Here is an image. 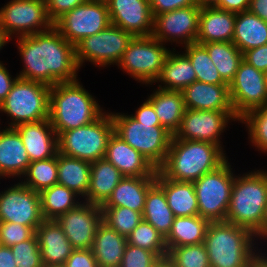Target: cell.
Masks as SVG:
<instances>
[{
    "mask_svg": "<svg viewBox=\"0 0 267 267\" xmlns=\"http://www.w3.org/2000/svg\"><path fill=\"white\" fill-rule=\"evenodd\" d=\"M147 100L152 104L160 125L174 135L186 110L182 92L157 88Z\"/></svg>",
    "mask_w": 267,
    "mask_h": 267,
    "instance_id": "obj_31",
    "label": "cell"
},
{
    "mask_svg": "<svg viewBox=\"0 0 267 267\" xmlns=\"http://www.w3.org/2000/svg\"><path fill=\"white\" fill-rule=\"evenodd\" d=\"M267 204V171L257 170L234 178L226 220L262 240V219Z\"/></svg>",
    "mask_w": 267,
    "mask_h": 267,
    "instance_id": "obj_4",
    "label": "cell"
},
{
    "mask_svg": "<svg viewBox=\"0 0 267 267\" xmlns=\"http://www.w3.org/2000/svg\"><path fill=\"white\" fill-rule=\"evenodd\" d=\"M266 238H267V204H266L263 219H262V239L264 240Z\"/></svg>",
    "mask_w": 267,
    "mask_h": 267,
    "instance_id": "obj_58",
    "label": "cell"
},
{
    "mask_svg": "<svg viewBox=\"0 0 267 267\" xmlns=\"http://www.w3.org/2000/svg\"><path fill=\"white\" fill-rule=\"evenodd\" d=\"M161 261L155 252L127 243L120 267H156Z\"/></svg>",
    "mask_w": 267,
    "mask_h": 267,
    "instance_id": "obj_45",
    "label": "cell"
},
{
    "mask_svg": "<svg viewBox=\"0 0 267 267\" xmlns=\"http://www.w3.org/2000/svg\"><path fill=\"white\" fill-rule=\"evenodd\" d=\"M210 221L199 215L175 217L171 230L165 237L167 250L204 243Z\"/></svg>",
    "mask_w": 267,
    "mask_h": 267,
    "instance_id": "obj_34",
    "label": "cell"
},
{
    "mask_svg": "<svg viewBox=\"0 0 267 267\" xmlns=\"http://www.w3.org/2000/svg\"><path fill=\"white\" fill-rule=\"evenodd\" d=\"M0 24L9 36H31L50 30L54 23L49 19L45 0H11L0 8Z\"/></svg>",
    "mask_w": 267,
    "mask_h": 267,
    "instance_id": "obj_13",
    "label": "cell"
},
{
    "mask_svg": "<svg viewBox=\"0 0 267 267\" xmlns=\"http://www.w3.org/2000/svg\"><path fill=\"white\" fill-rule=\"evenodd\" d=\"M11 248L0 245V267H17Z\"/></svg>",
    "mask_w": 267,
    "mask_h": 267,
    "instance_id": "obj_55",
    "label": "cell"
},
{
    "mask_svg": "<svg viewBox=\"0 0 267 267\" xmlns=\"http://www.w3.org/2000/svg\"><path fill=\"white\" fill-rule=\"evenodd\" d=\"M175 48L169 52L161 73L156 82H163L158 88L166 91H182L196 81V73L192 63L184 53H175Z\"/></svg>",
    "mask_w": 267,
    "mask_h": 267,
    "instance_id": "obj_30",
    "label": "cell"
},
{
    "mask_svg": "<svg viewBox=\"0 0 267 267\" xmlns=\"http://www.w3.org/2000/svg\"><path fill=\"white\" fill-rule=\"evenodd\" d=\"M97 100L78 79L50 88L49 121L58 136L61 132L89 125L103 114Z\"/></svg>",
    "mask_w": 267,
    "mask_h": 267,
    "instance_id": "obj_3",
    "label": "cell"
},
{
    "mask_svg": "<svg viewBox=\"0 0 267 267\" xmlns=\"http://www.w3.org/2000/svg\"><path fill=\"white\" fill-rule=\"evenodd\" d=\"M104 158L124 177L156 176L157 168L115 132L108 140Z\"/></svg>",
    "mask_w": 267,
    "mask_h": 267,
    "instance_id": "obj_21",
    "label": "cell"
},
{
    "mask_svg": "<svg viewBox=\"0 0 267 267\" xmlns=\"http://www.w3.org/2000/svg\"><path fill=\"white\" fill-rule=\"evenodd\" d=\"M153 18L164 12L197 5L196 0H149Z\"/></svg>",
    "mask_w": 267,
    "mask_h": 267,
    "instance_id": "obj_49",
    "label": "cell"
},
{
    "mask_svg": "<svg viewBox=\"0 0 267 267\" xmlns=\"http://www.w3.org/2000/svg\"><path fill=\"white\" fill-rule=\"evenodd\" d=\"M201 6L192 5L156 15L152 36L163 44L174 42L189 45L196 43Z\"/></svg>",
    "mask_w": 267,
    "mask_h": 267,
    "instance_id": "obj_16",
    "label": "cell"
},
{
    "mask_svg": "<svg viewBox=\"0 0 267 267\" xmlns=\"http://www.w3.org/2000/svg\"><path fill=\"white\" fill-rule=\"evenodd\" d=\"M232 42L242 53L267 44V22L249 11L236 13Z\"/></svg>",
    "mask_w": 267,
    "mask_h": 267,
    "instance_id": "obj_32",
    "label": "cell"
},
{
    "mask_svg": "<svg viewBox=\"0 0 267 267\" xmlns=\"http://www.w3.org/2000/svg\"><path fill=\"white\" fill-rule=\"evenodd\" d=\"M223 150L214 143L172 139L166 159L157 170L168 179L194 182L227 161Z\"/></svg>",
    "mask_w": 267,
    "mask_h": 267,
    "instance_id": "obj_2",
    "label": "cell"
},
{
    "mask_svg": "<svg viewBox=\"0 0 267 267\" xmlns=\"http://www.w3.org/2000/svg\"><path fill=\"white\" fill-rule=\"evenodd\" d=\"M50 88L40 82L18 78L0 105V112L12 119L8 127L49 119Z\"/></svg>",
    "mask_w": 267,
    "mask_h": 267,
    "instance_id": "obj_8",
    "label": "cell"
},
{
    "mask_svg": "<svg viewBox=\"0 0 267 267\" xmlns=\"http://www.w3.org/2000/svg\"><path fill=\"white\" fill-rule=\"evenodd\" d=\"M44 267L64 265L74 250L56 220H44L35 230Z\"/></svg>",
    "mask_w": 267,
    "mask_h": 267,
    "instance_id": "obj_23",
    "label": "cell"
},
{
    "mask_svg": "<svg viewBox=\"0 0 267 267\" xmlns=\"http://www.w3.org/2000/svg\"><path fill=\"white\" fill-rule=\"evenodd\" d=\"M112 25L133 37L152 36L154 18L149 0H105Z\"/></svg>",
    "mask_w": 267,
    "mask_h": 267,
    "instance_id": "obj_19",
    "label": "cell"
},
{
    "mask_svg": "<svg viewBox=\"0 0 267 267\" xmlns=\"http://www.w3.org/2000/svg\"><path fill=\"white\" fill-rule=\"evenodd\" d=\"M236 13L213 6H202L199 15L197 44L232 42Z\"/></svg>",
    "mask_w": 267,
    "mask_h": 267,
    "instance_id": "obj_24",
    "label": "cell"
},
{
    "mask_svg": "<svg viewBox=\"0 0 267 267\" xmlns=\"http://www.w3.org/2000/svg\"><path fill=\"white\" fill-rule=\"evenodd\" d=\"M133 36L122 28L110 24L101 32L83 38L75 45L77 64L86 61L99 67L117 65Z\"/></svg>",
    "mask_w": 267,
    "mask_h": 267,
    "instance_id": "obj_11",
    "label": "cell"
},
{
    "mask_svg": "<svg viewBox=\"0 0 267 267\" xmlns=\"http://www.w3.org/2000/svg\"><path fill=\"white\" fill-rule=\"evenodd\" d=\"M73 249H89L93 245L95 232L102 222L100 205L81 202L76 208L56 219Z\"/></svg>",
    "mask_w": 267,
    "mask_h": 267,
    "instance_id": "obj_18",
    "label": "cell"
},
{
    "mask_svg": "<svg viewBox=\"0 0 267 267\" xmlns=\"http://www.w3.org/2000/svg\"><path fill=\"white\" fill-rule=\"evenodd\" d=\"M156 267H172L166 260H162Z\"/></svg>",
    "mask_w": 267,
    "mask_h": 267,
    "instance_id": "obj_60",
    "label": "cell"
},
{
    "mask_svg": "<svg viewBox=\"0 0 267 267\" xmlns=\"http://www.w3.org/2000/svg\"><path fill=\"white\" fill-rule=\"evenodd\" d=\"M127 243L125 236L101 222L91 247L98 267H120Z\"/></svg>",
    "mask_w": 267,
    "mask_h": 267,
    "instance_id": "obj_28",
    "label": "cell"
},
{
    "mask_svg": "<svg viewBox=\"0 0 267 267\" xmlns=\"http://www.w3.org/2000/svg\"><path fill=\"white\" fill-rule=\"evenodd\" d=\"M267 255L265 253H260L254 257V259L251 261L249 267H267Z\"/></svg>",
    "mask_w": 267,
    "mask_h": 267,
    "instance_id": "obj_56",
    "label": "cell"
},
{
    "mask_svg": "<svg viewBox=\"0 0 267 267\" xmlns=\"http://www.w3.org/2000/svg\"><path fill=\"white\" fill-rule=\"evenodd\" d=\"M35 234L32 227L0 221V245L11 247L30 239Z\"/></svg>",
    "mask_w": 267,
    "mask_h": 267,
    "instance_id": "obj_46",
    "label": "cell"
},
{
    "mask_svg": "<svg viewBox=\"0 0 267 267\" xmlns=\"http://www.w3.org/2000/svg\"><path fill=\"white\" fill-rule=\"evenodd\" d=\"M110 24L106 1L87 0L60 17L54 27L66 41L75 46L83 38L101 32Z\"/></svg>",
    "mask_w": 267,
    "mask_h": 267,
    "instance_id": "obj_12",
    "label": "cell"
},
{
    "mask_svg": "<svg viewBox=\"0 0 267 267\" xmlns=\"http://www.w3.org/2000/svg\"><path fill=\"white\" fill-rule=\"evenodd\" d=\"M9 40H12V38L0 24V50L9 42Z\"/></svg>",
    "mask_w": 267,
    "mask_h": 267,
    "instance_id": "obj_57",
    "label": "cell"
},
{
    "mask_svg": "<svg viewBox=\"0 0 267 267\" xmlns=\"http://www.w3.org/2000/svg\"><path fill=\"white\" fill-rule=\"evenodd\" d=\"M166 261L172 267H210L204 243L171 248Z\"/></svg>",
    "mask_w": 267,
    "mask_h": 267,
    "instance_id": "obj_42",
    "label": "cell"
},
{
    "mask_svg": "<svg viewBox=\"0 0 267 267\" xmlns=\"http://www.w3.org/2000/svg\"><path fill=\"white\" fill-rule=\"evenodd\" d=\"M10 248L17 267H44L35 234L30 239L12 245Z\"/></svg>",
    "mask_w": 267,
    "mask_h": 267,
    "instance_id": "obj_44",
    "label": "cell"
},
{
    "mask_svg": "<svg viewBox=\"0 0 267 267\" xmlns=\"http://www.w3.org/2000/svg\"><path fill=\"white\" fill-rule=\"evenodd\" d=\"M231 105L240 119L247 112L267 106V82L264 72L242 61L229 84Z\"/></svg>",
    "mask_w": 267,
    "mask_h": 267,
    "instance_id": "obj_14",
    "label": "cell"
},
{
    "mask_svg": "<svg viewBox=\"0 0 267 267\" xmlns=\"http://www.w3.org/2000/svg\"><path fill=\"white\" fill-rule=\"evenodd\" d=\"M235 119L225 111H206L186 109L179 129L172 139L203 141L221 145V134Z\"/></svg>",
    "mask_w": 267,
    "mask_h": 267,
    "instance_id": "obj_17",
    "label": "cell"
},
{
    "mask_svg": "<svg viewBox=\"0 0 267 267\" xmlns=\"http://www.w3.org/2000/svg\"><path fill=\"white\" fill-rule=\"evenodd\" d=\"M218 0H196L198 6H213Z\"/></svg>",
    "mask_w": 267,
    "mask_h": 267,
    "instance_id": "obj_59",
    "label": "cell"
},
{
    "mask_svg": "<svg viewBox=\"0 0 267 267\" xmlns=\"http://www.w3.org/2000/svg\"><path fill=\"white\" fill-rule=\"evenodd\" d=\"M184 54L188 57L196 73V81L215 85H228L209 57L207 50L200 44L193 43L186 46Z\"/></svg>",
    "mask_w": 267,
    "mask_h": 267,
    "instance_id": "obj_39",
    "label": "cell"
},
{
    "mask_svg": "<svg viewBox=\"0 0 267 267\" xmlns=\"http://www.w3.org/2000/svg\"><path fill=\"white\" fill-rule=\"evenodd\" d=\"M23 177L25 180L21 182L37 193L57 184V155L45 160L31 162Z\"/></svg>",
    "mask_w": 267,
    "mask_h": 267,
    "instance_id": "obj_38",
    "label": "cell"
},
{
    "mask_svg": "<svg viewBox=\"0 0 267 267\" xmlns=\"http://www.w3.org/2000/svg\"><path fill=\"white\" fill-rule=\"evenodd\" d=\"M42 214L45 220H56L60 215L76 208L82 201L74 191L64 185L54 184L41 193Z\"/></svg>",
    "mask_w": 267,
    "mask_h": 267,
    "instance_id": "obj_37",
    "label": "cell"
},
{
    "mask_svg": "<svg viewBox=\"0 0 267 267\" xmlns=\"http://www.w3.org/2000/svg\"><path fill=\"white\" fill-rule=\"evenodd\" d=\"M49 19L55 23L65 13L84 4L87 0H45Z\"/></svg>",
    "mask_w": 267,
    "mask_h": 267,
    "instance_id": "obj_47",
    "label": "cell"
},
{
    "mask_svg": "<svg viewBox=\"0 0 267 267\" xmlns=\"http://www.w3.org/2000/svg\"><path fill=\"white\" fill-rule=\"evenodd\" d=\"M64 267H98L97 261L93 255L91 248L74 249L68 259L65 261Z\"/></svg>",
    "mask_w": 267,
    "mask_h": 267,
    "instance_id": "obj_48",
    "label": "cell"
},
{
    "mask_svg": "<svg viewBox=\"0 0 267 267\" xmlns=\"http://www.w3.org/2000/svg\"><path fill=\"white\" fill-rule=\"evenodd\" d=\"M127 242L128 244L155 252L162 260H166L168 250L165 244V237L153 225L143 219L127 237Z\"/></svg>",
    "mask_w": 267,
    "mask_h": 267,
    "instance_id": "obj_40",
    "label": "cell"
},
{
    "mask_svg": "<svg viewBox=\"0 0 267 267\" xmlns=\"http://www.w3.org/2000/svg\"><path fill=\"white\" fill-rule=\"evenodd\" d=\"M255 240L248 229L227 221L210 222L204 239L210 267H249L259 252L253 247Z\"/></svg>",
    "mask_w": 267,
    "mask_h": 267,
    "instance_id": "obj_5",
    "label": "cell"
},
{
    "mask_svg": "<svg viewBox=\"0 0 267 267\" xmlns=\"http://www.w3.org/2000/svg\"><path fill=\"white\" fill-rule=\"evenodd\" d=\"M110 114L114 132L158 169L166 159L173 134L163 126L141 124L128 114Z\"/></svg>",
    "mask_w": 267,
    "mask_h": 267,
    "instance_id": "obj_6",
    "label": "cell"
},
{
    "mask_svg": "<svg viewBox=\"0 0 267 267\" xmlns=\"http://www.w3.org/2000/svg\"><path fill=\"white\" fill-rule=\"evenodd\" d=\"M155 182L156 176L123 177L101 207H126L142 214L147 192Z\"/></svg>",
    "mask_w": 267,
    "mask_h": 267,
    "instance_id": "obj_26",
    "label": "cell"
},
{
    "mask_svg": "<svg viewBox=\"0 0 267 267\" xmlns=\"http://www.w3.org/2000/svg\"><path fill=\"white\" fill-rule=\"evenodd\" d=\"M31 163L20 134L14 128L0 131V177H20Z\"/></svg>",
    "mask_w": 267,
    "mask_h": 267,
    "instance_id": "obj_25",
    "label": "cell"
},
{
    "mask_svg": "<svg viewBox=\"0 0 267 267\" xmlns=\"http://www.w3.org/2000/svg\"><path fill=\"white\" fill-rule=\"evenodd\" d=\"M248 11L267 22V0H250Z\"/></svg>",
    "mask_w": 267,
    "mask_h": 267,
    "instance_id": "obj_54",
    "label": "cell"
},
{
    "mask_svg": "<svg viewBox=\"0 0 267 267\" xmlns=\"http://www.w3.org/2000/svg\"><path fill=\"white\" fill-rule=\"evenodd\" d=\"M231 166L227 160L216 170L193 182L199 216L210 222L226 220L235 178Z\"/></svg>",
    "mask_w": 267,
    "mask_h": 267,
    "instance_id": "obj_9",
    "label": "cell"
},
{
    "mask_svg": "<svg viewBox=\"0 0 267 267\" xmlns=\"http://www.w3.org/2000/svg\"><path fill=\"white\" fill-rule=\"evenodd\" d=\"M174 218L164 190L155 182L147 192L142 219L166 237L171 230Z\"/></svg>",
    "mask_w": 267,
    "mask_h": 267,
    "instance_id": "obj_35",
    "label": "cell"
},
{
    "mask_svg": "<svg viewBox=\"0 0 267 267\" xmlns=\"http://www.w3.org/2000/svg\"><path fill=\"white\" fill-rule=\"evenodd\" d=\"M44 220L40 193L22 182L1 191L0 221L18 223L36 230Z\"/></svg>",
    "mask_w": 267,
    "mask_h": 267,
    "instance_id": "obj_15",
    "label": "cell"
},
{
    "mask_svg": "<svg viewBox=\"0 0 267 267\" xmlns=\"http://www.w3.org/2000/svg\"><path fill=\"white\" fill-rule=\"evenodd\" d=\"M114 133V122L110 112H104L97 120L58 135V152L69 157L89 162L105 156L107 143Z\"/></svg>",
    "mask_w": 267,
    "mask_h": 267,
    "instance_id": "obj_7",
    "label": "cell"
},
{
    "mask_svg": "<svg viewBox=\"0 0 267 267\" xmlns=\"http://www.w3.org/2000/svg\"><path fill=\"white\" fill-rule=\"evenodd\" d=\"M102 222L126 238L142 220V214L126 207H101Z\"/></svg>",
    "mask_w": 267,
    "mask_h": 267,
    "instance_id": "obj_41",
    "label": "cell"
},
{
    "mask_svg": "<svg viewBox=\"0 0 267 267\" xmlns=\"http://www.w3.org/2000/svg\"><path fill=\"white\" fill-rule=\"evenodd\" d=\"M156 183L164 190L167 203L175 217L199 215L193 182L168 179L157 170Z\"/></svg>",
    "mask_w": 267,
    "mask_h": 267,
    "instance_id": "obj_27",
    "label": "cell"
},
{
    "mask_svg": "<svg viewBox=\"0 0 267 267\" xmlns=\"http://www.w3.org/2000/svg\"><path fill=\"white\" fill-rule=\"evenodd\" d=\"M186 109L225 111L240 121L231 105L229 85H215L195 81L182 91Z\"/></svg>",
    "mask_w": 267,
    "mask_h": 267,
    "instance_id": "obj_20",
    "label": "cell"
},
{
    "mask_svg": "<svg viewBox=\"0 0 267 267\" xmlns=\"http://www.w3.org/2000/svg\"><path fill=\"white\" fill-rule=\"evenodd\" d=\"M14 129L20 134L31 162L57 155L58 136L49 119L19 124Z\"/></svg>",
    "mask_w": 267,
    "mask_h": 267,
    "instance_id": "obj_22",
    "label": "cell"
},
{
    "mask_svg": "<svg viewBox=\"0 0 267 267\" xmlns=\"http://www.w3.org/2000/svg\"><path fill=\"white\" fill-rule=\"evenodd\" d=\"M131 116L139 123L152 124V126H161L152 104L145 100L141 106L137 108L135 114Z\"/></svg>",
    "mask_w": 267,
    "mask_h": 267,
    "instance_id": "obj_51",
    "label": "cell"
},
{
    "mask_svg": "<svg viewBox=\"0 0 267 267\" xmlns=\"http://www.w3.org/2000/svg\"><path fill=\"white\" fill-rule=\"evenodd\" d=\"M201 45L207 50L222 80L229 85L243 61V53L233 42H209Z\"/></svg>",
    "mask_w": 267,
    "mask_h": 267,
    "instance_id": "obj_36",
    "label": "cell"
},
{
    "mask_svg": "<svg viewBox=\"0 0 267 267\" xmlns=\"http://www.w3.org/2000/svg\"><path fill=\"white\" fill-rule=\"evenodd\" d=\"M4 65L5 64L0 61V105L6 99L7 95L12 89V86L19 78L18 74L16 77L12 78L9 70H7Z\"/></svg>",
    "mask_w": 267,
    "mask_h": 267,
    "instance_id": "obj_52",
    "label": "cell"
},
{
    "mask_svg": "<svg viewBox=\"0 0 267 267\" xmlns=\"http://www.w3.org/2000/svg\"><path fill=\"white\" fill-rule=\"evenodd\" d=\"M17 39L24 64L19 78L50 87L60 82L77 80L80 68L75 46L66 41L54 26L50 30Z\"/></svg>",
    "mask_w": 267,
    "mask_h": 267,
    "instance_id": "obj_1",
    "label": "cell"
},
{
    "mask_svg": "<svg viewBox=\"0 0 267 267\" xmlns=\"http://www.w3.org/2000/svg\"><path fill=\"white\" fill-rule=\"evenodd\" d=\"M58 181L84 199L90 187L91 162L57 153Z\"/></svg>",
    "mask_w": 267,
    "mask_h": 267,
    "instance_id": "obj_33",
    "label": "cell"
},
{
    "mask_svg": "<svg viewBox=\"0 0 267 267\" xmlns=\"http://www.w3.org/2000/svg\"><path fill=\"white\" fill-rule=\"evenodd\" d=\"M170 51L153 36L133 37L117 65L136 81L152 85Z\"/></svg>",
    "mask_w": 267,
    "mask_h": 267,
    "instance_id": "obj_10",
    "label": "cell"
},
{
    "mask_svg": "<svg viewBox=\"0 0 267 267\" xmlns=\"http://www.w3.org/2000/svg\"><path fill=\"white\" fill-rule=\"evenodd\" d=\"M246 124L251 143L261 152H267V106L247 112L240 118Z\"/></svg>",
    "mask_w": 267,
    "mask_h": 267,
    "instance_id": "obj_43",
    "label": "cell"
},
{
    "mask_svg": "<svg viewBox=\"0 0 267 267\" xmlns=\"http://www.w3.org/2000/svg\"><path fill=\"white\" fill-rule=\"evenodd\" d=\"M250 0H218L213 7L234 13L248 11Z\"/></svg>",
    "mask_w": 267,
    "mask_h": 267,
    "instance_id": "obj_53",
    "label": "cell"
},
{
    "mask_svg": "<svg viewBox=\"0 0 267 267\" xmlns=\"http://www.w3.org/2000/svg\"><path fill=\"white\" fill-rule=\"evenodd\" d=\"M243 61L264 73L267 72V44L243 52Z\"/></svg>",
    "mask_w": 267,
    "mask_h": 267,
    "instance_id": "obj_50",
    "label": "cell"
},
{
    "mask_svg": "<svg viewBox=\"0 0 267 267\" xmlns=\"http://www.w3.org/2000/svg\"><path fill=\"white\" fill-rule=\"evenodd\" d=\"M124 176L105 158L91 162L90 187L85 202L103 205Z\"/></svg>",
    "mask_w": 267,
    "mask_h": 267,
    "instance_id": "obj_29",
    "label": "cell"
}]
</instances>
